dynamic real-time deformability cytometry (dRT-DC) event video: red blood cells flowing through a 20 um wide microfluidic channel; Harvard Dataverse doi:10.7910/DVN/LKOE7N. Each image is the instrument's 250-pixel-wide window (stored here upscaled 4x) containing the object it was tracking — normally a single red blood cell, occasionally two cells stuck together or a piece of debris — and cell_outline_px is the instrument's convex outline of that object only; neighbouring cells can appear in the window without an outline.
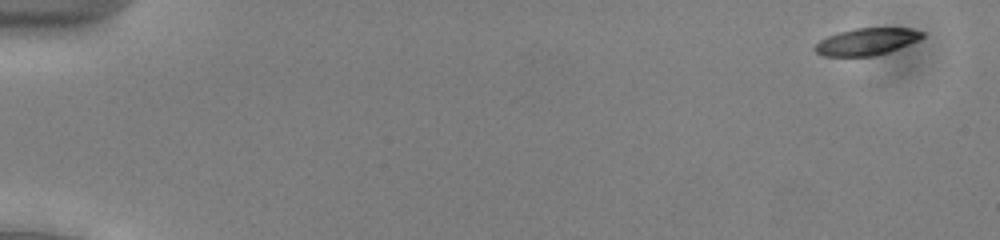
{"species": "common noctule bat (a hibernating species)", "species_latin": "Nyctalus noctula", "temperature_condition": "cold", "stored_images_in_passage": 52, "camera_frame_rate_fps": 3000, "um_per_image_px": 0.085, "animal": {"sex": "male", "body_mass_g": 13.0, "forearm_length_mm": 53.1}, "frame": {"image": 1, "passage_image": 1, "time_ms": 0.0, "image_size_px": [1000, 240], "cell_outline_px": [[924, 36], [908, 44], [888, 52], [872, 56], [824, 56], [816, 52], [812, 48], [820, 40], [828, 36], [840, 32], [856, 28], [908, 28], [924, 32]], "centroid_in_image_um": [73.63, 3.54], "position_along_channel_um": 11.4, "area_um2": 16.65}}
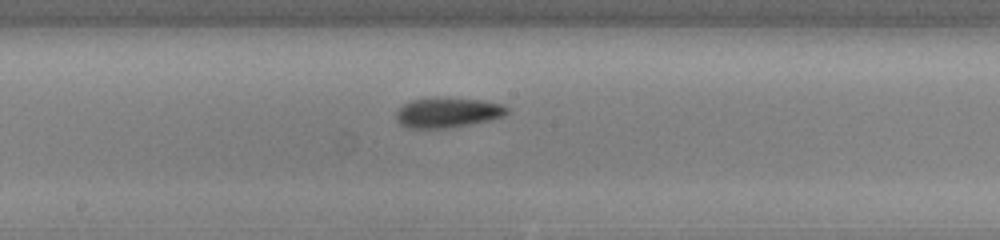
{"frame": {"image": 2, "passage_image": 28, "time_ms": 9.0, "image_size_px": [1000, 240], "cell_outline_px": [[512, 108], [504, 116], [488, 120], [448, 128], [408, 128], [400, 124], [396, 120], [396, 112], [404, 104], [412, 100], [436, 96], [444, 96], [484, 100], [504, 104]], "centroid_in_image_um": [38.08, 9.53], "position_along_channel_um": 210.1, "area_um2": 19.88}}
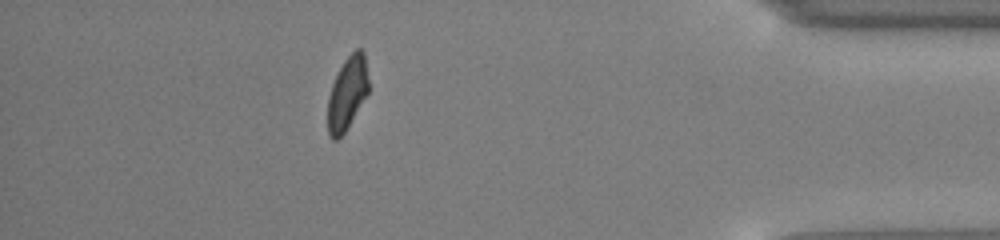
{"frame": {"image": 3, "passage_image": 46, "time_ms": 15.0, "image_size_px": [1000, 240], "cell_outline_px": [[368, 92], [344, 132], [336, 140], [332, 140], [328, 136], [328, 96], [332, 84], [344, 60], [356, 48], [360, 48], [364, 52], [368, 80]], "centroid_in_image_um": [29.5, 7.92], "position_along_channel_um": 405.7, "area_um2": 17.05}, "authors_computed_cell_mechanics": {"area_um2": 18.3804, "velocity_mm_per_s": 3.94, "shape_relaxation_time_tau1_ms": 5.458, "shape_relaxation_time_tau2_ms": null, "deformation_change_tau1": 0.1177, "deformation_change_tau2": null}}